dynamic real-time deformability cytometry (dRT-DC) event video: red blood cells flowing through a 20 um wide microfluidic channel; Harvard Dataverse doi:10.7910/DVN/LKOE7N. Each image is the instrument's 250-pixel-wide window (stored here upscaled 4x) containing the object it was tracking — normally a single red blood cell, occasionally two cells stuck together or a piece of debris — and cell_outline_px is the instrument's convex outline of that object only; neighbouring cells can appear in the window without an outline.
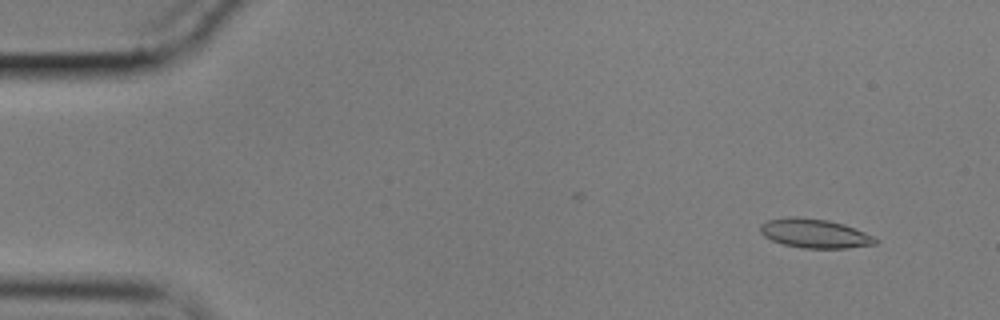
{"species": "common noctule bat (a hibernating species)", "species_latin": "Nyctalus noctula", "temperature_condition": "cold", "stored_images_in_passage": 49, "camera_frame_rate_fps": 3000, "um_per_image_px": 0.085, "animal": {"sex": "male", "body_mass_g": 17.9}, "frame": {"image": 1, "passage_image": 5, "time_ms": 1.333, "image_size_px": [1000, 320], "cell_outline_px": [[880, 240], [876, 244], [848, 248], [804, 248], [784, 244], [772, 240], [764, 236], [760, 232], [760, 224], [768, 220], [788, 216], [796, 216], [828, 220], [844, 224], [876, 236]], "centroid_in_image_um": [69.29, 19.83], "position_along_channel_um": 15.7, "area_um2": 19.71}}
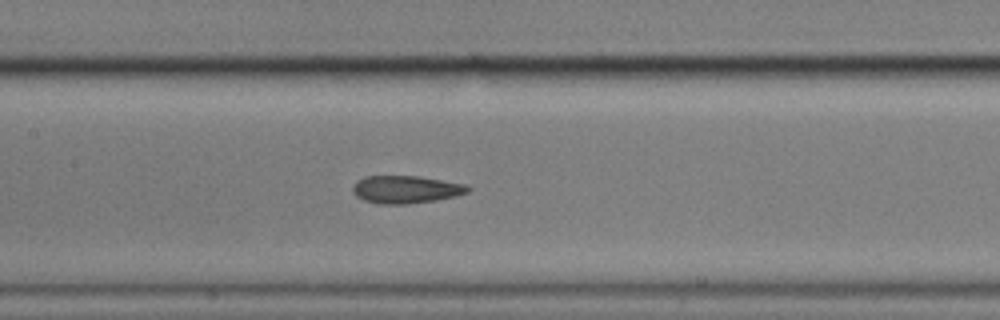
{"frame": {"image": 2, "passage_image": 27, "time_ms": 8.667, "image_size_px": [1000, 320], "cell_outline_px": [[472, 188], [468, 192], [456, 196], [436, 200], [404, 204], [380, 204], [364, 200], [356, 196], [352, 192], [352, 184], [356, 180], [364, 176], [420, 176], [464, 184]], "centroid_in_image_um": [34.46, 16.09], "position_along_channel_um": 172.9, "area_um2": 18.67}}
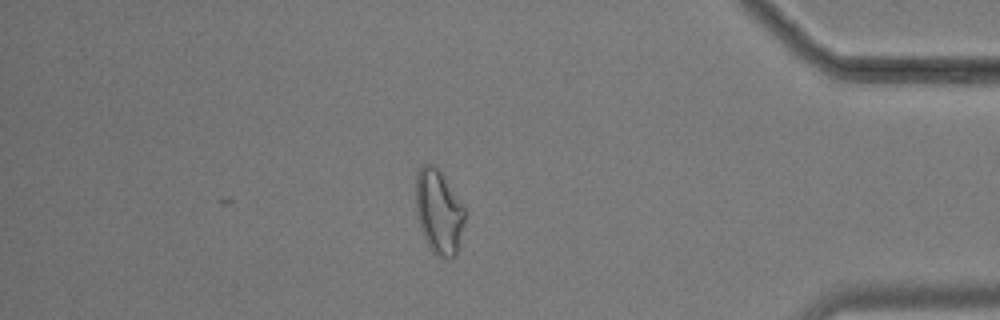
{"frame": {"image": 3, "passage_image": 49, "time_ms": 16.0, "image_size_px": [1000, 320], "cell_outline_px": [[468, 212], [456, 256], [436, 256], [432, 252], [420, 228], [416, 212], [416, 176], [420, 164], [432, 164], [440, 172], [464, 204]], "centroid_in_image_um": [37.33, 17.99], "position_along_channel_um": 397.9, "area_um2": 24.33}, "authors_computed_cell_mechanics": {"area_um2": 18.4382, "velocity_mm_per_s": 3.5144, "shape_relaxation_time_tau1_ms": null, "shape_relaxation_time_tau2_ms": 3.4098, "deformation_change_tau1": null, "deformation_change_tau2": 0.1131}}